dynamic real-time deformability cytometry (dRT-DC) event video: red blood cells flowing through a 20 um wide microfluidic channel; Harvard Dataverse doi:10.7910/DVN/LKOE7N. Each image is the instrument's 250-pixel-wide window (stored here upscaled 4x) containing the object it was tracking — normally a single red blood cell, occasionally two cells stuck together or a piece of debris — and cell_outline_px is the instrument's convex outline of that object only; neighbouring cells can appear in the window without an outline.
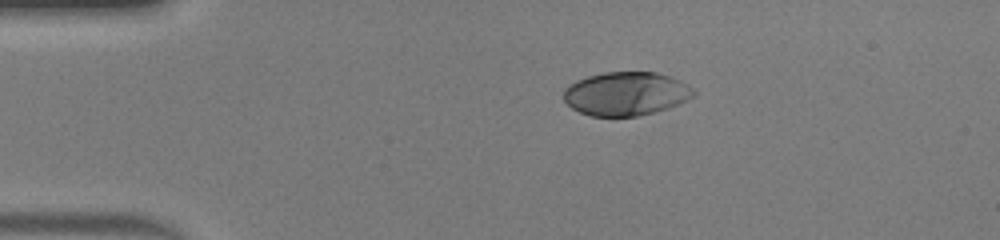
{"species": "human", "species_latin": "Homo sapiens", "temperature_condition": "warm", "stored_images_in_passage": 39, "camera_frame_rate_fps": 3000, "um_per_image_px": 0.085, "donor": {"sex": "male"}, "frame": {"image": 1, "passage_image": 1, "time_ms": 0.0, "image_size_px": [1000, 240], "cell_outline_px": [[696, 92], [692, 96], [668, 108], [636, 116], [592, 116], [580, 112], [572, 108], [564, 100], [564, 88], [568, 84], [576, 80], [588, 76], [604, 72], [656, 72], [672, 76], [688, 84]], "centroid_in_image_um": [53.18, 7.95], "position_along_channel_um": 31.8, "area_um2": 32.95}}
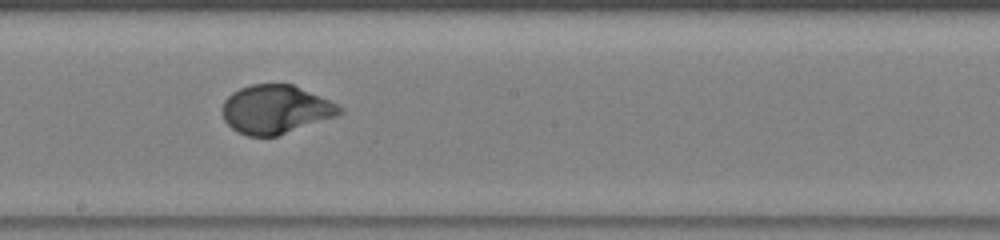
{"frame": {"image": 2, "passage_image": 18, "time_ms": 5.667, "image_size_px": [1000, 240], "cell_outline_px": [[344, 112], [336, 116], [276, 136], [248, 136], [236, 132], [224, 120], [220, 108], [224, 100], [232, 92], [240, 88], [252, 84], [292, 84], [328, 100], [344, 108]], "centroid_in_image_um": [23.38, 9.3], "position_along_channel_um": 224.8, "area_um2": 33.12}}
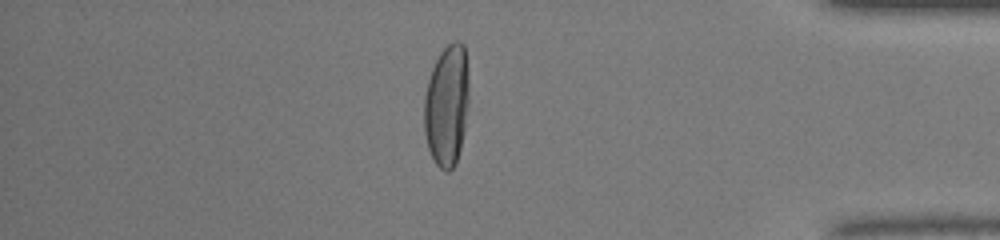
{"frame": {"image": 3, "passage_image": 32, "time_ms": 10.333, "image_size_px": [1000, 240], "cell_outline_px": [[468, 104], [464, 132], [456, 164], [448, 172], [444, 172], [436, 164], [428, 148], [424, 132], [424, 96], [428, 80], [432, 68], [440, 52], [452, 40], [460, 40], [464, 44], [468, 68]], "centroid_in_image_um": [37.98, 8.93], "position_along_channel_um": 397.2, "area_um2": 32.14}, "authors_computed_cell_mechanics": {"area_um2": 33.5818, "velocity_mm_per_s": 4.3695, "shape_relaxation_time_tau1_ms": 2.924, "shape_relaxation_time_tau2_ms": null, "deformation_change_tau1": 0.2262, "deformation_change_tau2": null}}